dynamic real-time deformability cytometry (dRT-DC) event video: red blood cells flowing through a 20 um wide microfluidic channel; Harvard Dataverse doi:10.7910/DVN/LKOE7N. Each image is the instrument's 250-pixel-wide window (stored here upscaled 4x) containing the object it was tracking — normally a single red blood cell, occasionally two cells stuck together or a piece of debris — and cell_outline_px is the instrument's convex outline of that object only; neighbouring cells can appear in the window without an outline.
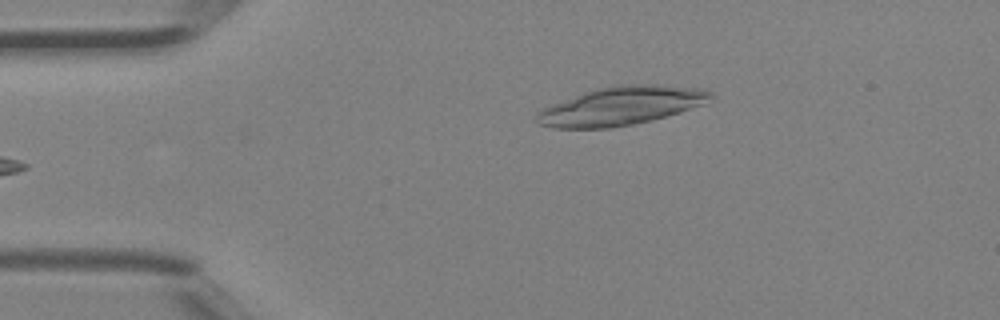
{"species": "Egyptian fruit bat (a non-hibernating species)", "species_latin": "Rousettus aegyptiacus", "temperature_condition": "room temperature", "stored_images_in_passage": 4, "camera_frame_rate_fps": 3000, "um_per_image_px": 0.085, "animal": {"sex": "female"}, "frame": {"image": 1, "passage_image": 4, "time_ms": 1.0, "image_size_px": [1000, 320], "cell_outline_px": [[712, 96], [704, 104], [680, 112], [652, 120], [632, 124], [608, 128], [552, 128], [540, 124], [536, 120], [536, 112], [552, 104], [584, 92], [596, 88], [612, 84], [660, 84], [704, 88], [712, 92]], "centroid_in_image_um": [52.81, 8.98], "position_along_channel_um": 32.2, "area_um2": 39.13}}